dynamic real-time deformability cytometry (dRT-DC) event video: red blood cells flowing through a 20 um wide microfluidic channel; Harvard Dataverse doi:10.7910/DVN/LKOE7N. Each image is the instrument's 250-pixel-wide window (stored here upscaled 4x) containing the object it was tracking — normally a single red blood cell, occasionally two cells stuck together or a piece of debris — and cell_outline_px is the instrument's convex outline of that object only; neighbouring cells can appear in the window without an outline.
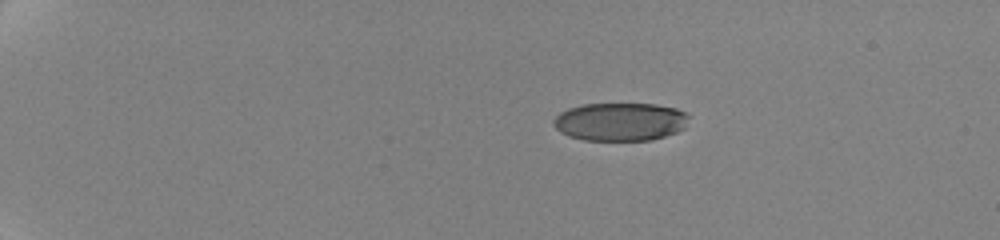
{"species": "human", "species_latin": "Homo sapiens", "temperature_condition": "cold", "stored_images_in_passage": 17, "camera_frame_rate_fps": 3000, "um_per_image_px": 0.085, "donor": {"sex": "female"}, "frame": {"image": 1, "passage_image": 1, "time_ms": 0.0, "image_size_px": [1000, 240], "cell_outline_px": [[688, 116], [684, 128], [676, 132], [652, 140], [584, 140], [568, 136], [560, 132], [552, 124], [552, 120], [560, 112], [568, 108], [584, 104], [656, 104], [676, 108], [684, 112]], "centroid_in_image_um": [52.68, 10.34], "position_along_channel_um": 32.3, "area_um2": 30.11}}